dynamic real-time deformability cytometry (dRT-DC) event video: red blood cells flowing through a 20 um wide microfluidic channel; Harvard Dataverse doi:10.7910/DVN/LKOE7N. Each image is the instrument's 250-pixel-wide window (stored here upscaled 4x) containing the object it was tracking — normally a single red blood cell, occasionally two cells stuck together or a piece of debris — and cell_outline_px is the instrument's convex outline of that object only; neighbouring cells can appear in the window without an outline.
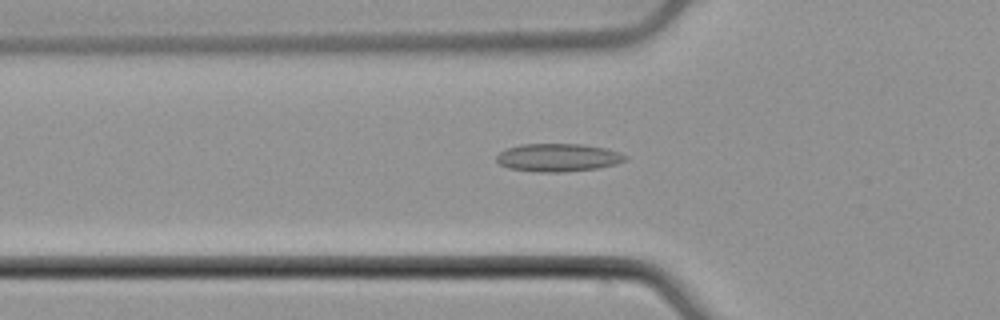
{"species": "common noctule bat (a hibernating species)", "species_latin": "Nyctalus noctula", "temperature_condition": "cold", "stored_images_in_passage": 38, "camera_frame_rate_fps": 3000, "um_per_image_px": 0.085, "animal": {"sex": "male", "body_mass_g": 21.5, "forearm_length_mm": 52.0}, "frame": {"image": 1, "passage_image": 5, "time_ms": 1.333, "image_size_px": [1000, 320], "cell_outline_px": [[628, 160], [616, 164], [596, 168], [564, 172], [540, 172], [508, 168], [500, 164], [496, 160], [496, 156], [500, 152], [508, 148], [520, 144], [580, 144], [604, 148], [620, 152], [628, 156]], "centroid_in_image_um": [47.45, 13.39], "position_along_channel_um": 78.4, "area_um2": 20.98}}
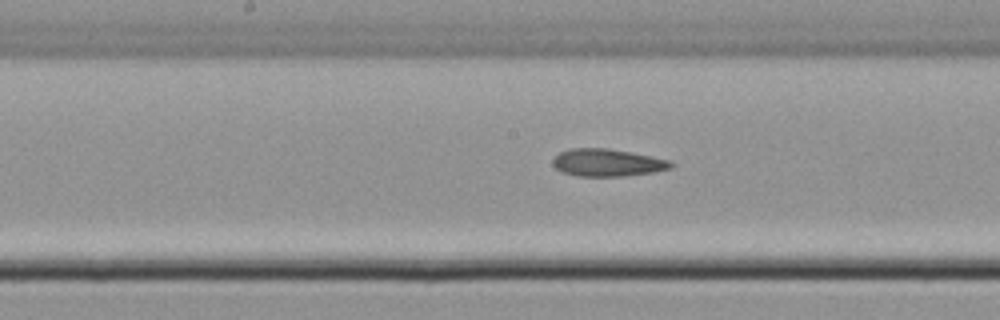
{"frame": {"image": 2, "passage_image": 14, "time_ms": 4.333, "image_size_px": [1000, 320], "cell_outline_px": [[676, 164], [672, 168], [652, 172], [624, 176], [576, 176], [560, 172], [552, 164], [552, 160], [560, 152], [572, 148], [608, 148], [668, 160]], "centroid_in_image_um": [51.59, 13.83], "position_along_channel_um": 196.6, "area_um2": 18.79}}
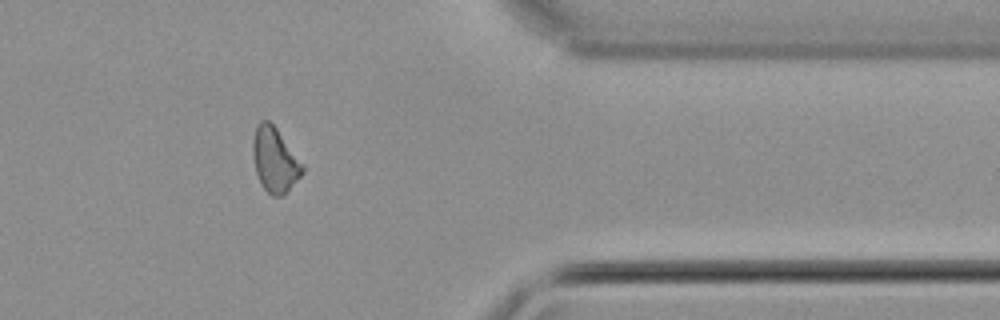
{"frame": {"image": 3, "passage_image": 30, "time_ms": 9.667, "image_size_px": [1000, 320], "cell_outline_px": [[304, 172], [284, 196], [272, 196], [260, 184], [256, 172], [252, 152], [252, 140], [256, 128], [260, 120], [268, 120], [276, 128], [304, 164]], "centroid_in_image_um": [23.36, 13.61], "position_along_channel_um": 388.0, "area_um2": 18.79}, "authors_computed_cell_mechanics": {"area_um2": 18.5249, "velocity_mm_per_s": 3.9334, "shape_relaxation_time_tau1_ms": 7.0543, "shape_relaxation_time_tau2_ms": 2.1726, "deformation_change_tau1": 0.1002, "deformation_change_tau2": 0.0889}}